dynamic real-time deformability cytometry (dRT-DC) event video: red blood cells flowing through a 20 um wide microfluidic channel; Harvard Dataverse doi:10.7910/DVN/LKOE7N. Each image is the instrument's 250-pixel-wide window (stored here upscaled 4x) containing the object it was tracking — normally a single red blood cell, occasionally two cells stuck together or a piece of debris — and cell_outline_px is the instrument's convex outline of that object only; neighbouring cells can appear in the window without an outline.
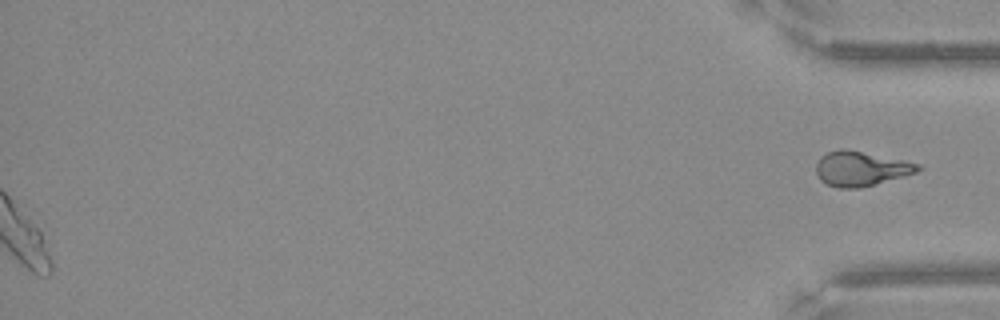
{"species": "Egyptian fruit bat (a non-hibernating species)", "species_latin": "Rousettus aegyptiacus", "temperature_condition": "warm", "stored_images_in_passage": 49, "segment_of_instrument_passage": [2, 2], "camera_frame_rate_fps": 3000, "um_per_image_px": 0.085, "frame": {"image": 1, "passage_image": 49, "time_ms": 16.0, "image_size_px": [1000, 320], "cell_outline_px": [[920, 168], [916, 172], [876, 184], [860, 188], [836, 188], [824, 184], [820, 180], [816, 172], [816, 164], [820, 156], [828, 152], [840, 148], [848, 148], [904, 160], [920, 164]], "centroid_in_image_um": [73.12, 14.33], "position_along_channel_um": 362.1, "area_um2": 20.81}}